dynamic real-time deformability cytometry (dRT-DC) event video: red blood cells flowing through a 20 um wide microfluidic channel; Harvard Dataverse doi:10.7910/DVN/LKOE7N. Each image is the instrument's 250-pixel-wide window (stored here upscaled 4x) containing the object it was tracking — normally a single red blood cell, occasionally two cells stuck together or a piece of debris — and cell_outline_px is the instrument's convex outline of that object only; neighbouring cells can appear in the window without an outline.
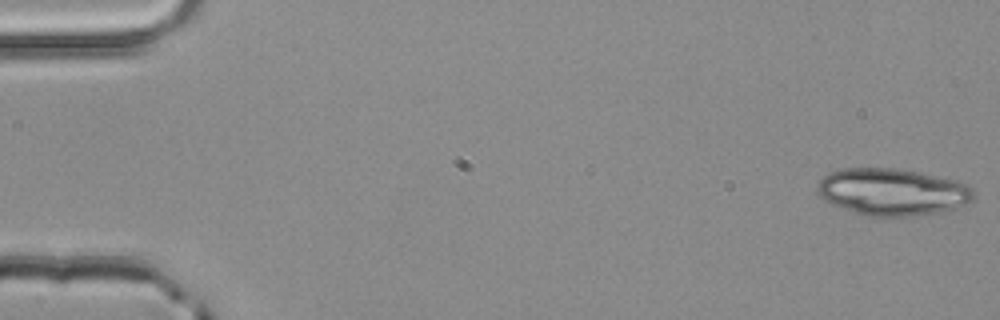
{"species": "common noctule bat (a hibernating species)", "species_latin": "Nyctalus noctula", "temperature_condition": "room temperature", "stored_images_in_passage": 52, "segment_of_instrument_passage": [1, 3], "camera_frame_rate_fps": 3000, "um_per_image_px": 0.085, "animal": {"sex": "male", "body_mass_g": 20.4}, "frame": {"image": 1, "passage_image": 1, "time_ms": 0.0, "image_size_px": [1000, 320], "cell_outline_px": [[976, 196], [972, 200], [964, 204], [952, 208], [936, 212], [908, 216], [868, 216], [832, 204], [824, 200], [816, 192], [816, 188], [820, 180], [828, 172], [844, 168], [896, 168], [916, 172], [952, 180], [964, 184], [972, 188]], "centroid_in_image_um": [75.79, 16.3], "position_along_channel_um": 9.2, "area_um2": 42.19}}
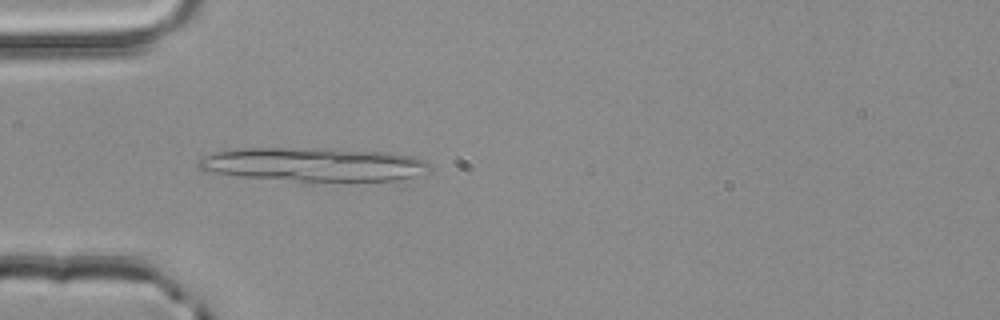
{"frame": {"image": 2, "passage_image": 16, "time_ms": 5.0, "image_size_px": [1000, 320], "cell_outline_px": [[432, 172], [400, 180], [296, 180], [240, 176], [204, 172], [196, 164], [204, 156], [212, 152], [236, 148], [332, 148], [388, 152], [416, 156], [428, 160], [432, 164]], "centroid_in_image_um": [26.74, 13.95], "position_along_channel_um": 58.3, "area_um2": 45.89}}